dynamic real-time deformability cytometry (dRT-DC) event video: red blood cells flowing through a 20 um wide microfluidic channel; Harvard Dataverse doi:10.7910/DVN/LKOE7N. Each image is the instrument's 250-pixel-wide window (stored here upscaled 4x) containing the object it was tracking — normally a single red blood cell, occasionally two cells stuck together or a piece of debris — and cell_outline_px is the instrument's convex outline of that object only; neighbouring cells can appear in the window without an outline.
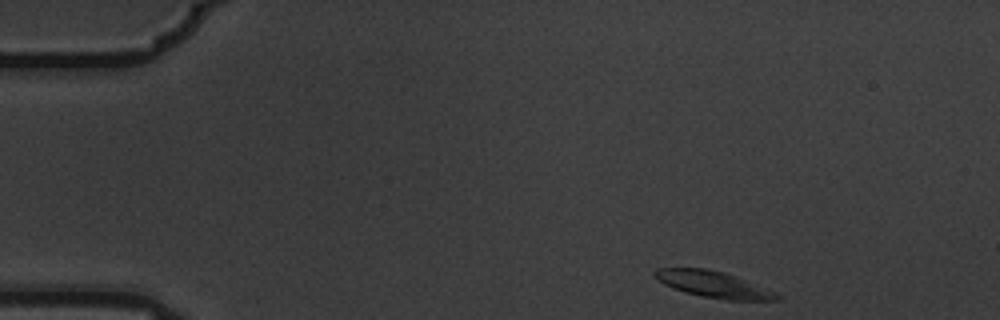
{"species": "common noctule bat (a hibernating species)", "species_latin": "Nyctalus noctula", "temperature_condition": "warm", "stored_images_in_passage": 7, "camera_frame_rate_fps": 3000, "um_per_image_px": 0.085, "animal": {"sex": "male", "body_mass_g": 19.5, "forearm_length_mm": 54.6}, "frame": {"image": 1, "passage_image": 1, "time_ms": 0.0, "image_size_px": [1000, 320], "cell_outline_px": [[784, 296], [780, 300], [728, 300], [704, 296], [684, 292], [672, 288], [664, 284], [652, 276], [652, 272], [656, 268], [704, 268], [724, 272], [776, 292]], "centroid_in_image_um": [60.62, 24.17], "position_along_channel_um": 24.4, "area_um2": 18.73}}
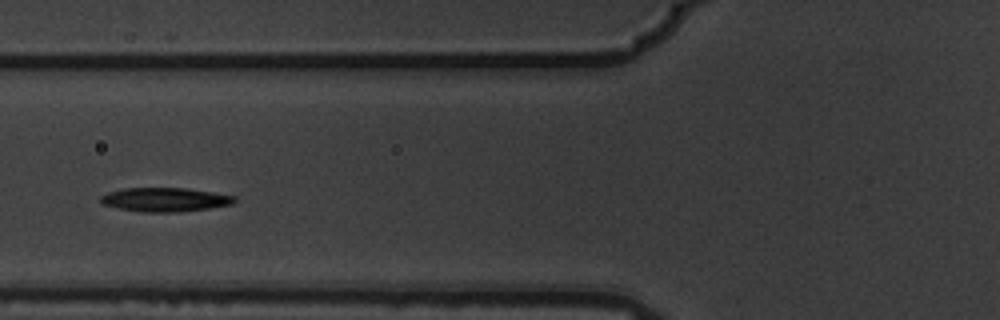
{"frame": {"image": 2, "passage_image": 5, "time_ms": 1.333, "image_size_px": [1000, 320], "cell_outline_px": [[236, 200], [232, 204], [208, 208], [180, 212], [144, 212], [116, 208], [100, 204], [100, 196], [108, 192], [124, 188], [184, 188], [212, 192], [236, 196]], "centroid_in_image_um": [13.98, 16.97], "position_along_channel_um": 111.8, "area_um2": 18.73}}
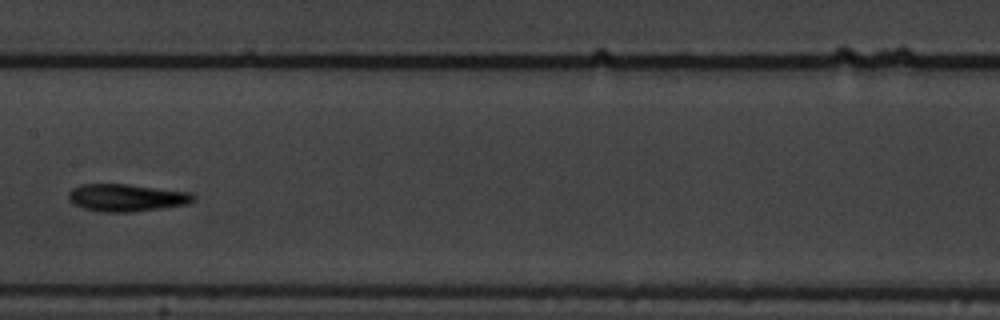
{"frame": {"image": 3, "passage_image": 7, "time_ms": 2.0, "image_size_px": [1000, 320], "cell_outline_px": [[196, 200], [188, 204], [132, 212], [104, 212], [84, 208], [68, 200], [68, 192], [72, 188], [80, 184], [128, 184], [192, 192], [196, 196]], "centroid_in_image_um": [10.79, 16.79], "position_along_channel_um": 196.6, "area_um2": 20.06}}